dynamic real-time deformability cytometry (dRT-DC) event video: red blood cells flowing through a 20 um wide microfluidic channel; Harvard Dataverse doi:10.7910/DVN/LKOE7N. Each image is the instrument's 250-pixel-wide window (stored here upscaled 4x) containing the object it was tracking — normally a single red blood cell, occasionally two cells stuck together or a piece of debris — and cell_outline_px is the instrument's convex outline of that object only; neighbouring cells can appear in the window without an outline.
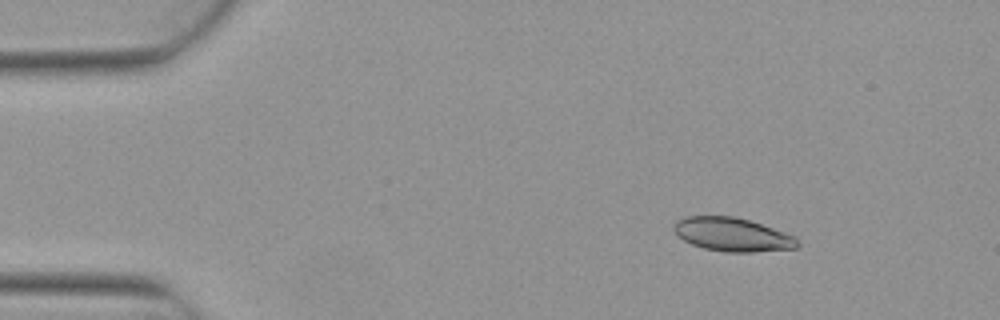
{"species": "Egyptian fruit bat (a non-hibernating species)", "species_latin": "Rousettus aegyptiacus", "temperature_condition": "warm", "stored_images_in_passage": 4, "camera_frame_rate_fps": 3000, "um_per_image_px": 0.085, "animal": {"sex": "female"}, "frame": {"image": 1, "passage_image": 2, "time_ms": 0.333, "image_size_px": [1000, 320], "cell_outline_px": [[800, 244], [796, 248], [752, 252], [724, 252], [704, 248], [692, 244], [684, 240], [672, 228], [672, 224], [676, 220], [684, 216], [732, 216], [748, 220], [796, 236]], "centroid_in_image_um": [62.24, 19.93], "position_along_channel_um": 22.8, "area_um2": 24.16}}
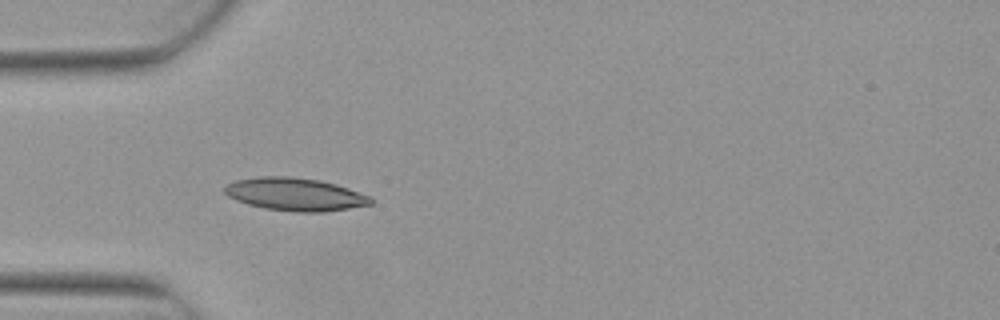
{"frame": {"image": 2, "passage_image": 4, "time_ms": 1.0, "image_size_px": [1000, 320], "cell_outline_px": [[372, 204], [324, 212], [300, 212], [264, 208], [248, 204], [236, 200], [228, 196], [224, 192], [224, 188], [228, 184], [236, 180], [260, 176], [288, 176], [320, 180], [336, 184], [372, 196]], "centroid_in_image_um": [25.1, 16.51], "position_along_channel_um": 59.9, "area_um2": 27.92}}